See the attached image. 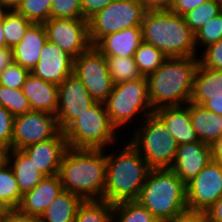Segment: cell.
<instances>
[{
    "instance_id": "cell-2",
    "label": "cell",
    "mask_w": 222,
    "mask_h": 222,
    "mask_svg": "<svg viewBox=\"0 0 222 222\" xmlns=\"http://www.w3.org/2000/svg\"><path fill=\"white\" fill-rule=\"evenodd\" d=\"M198 65L197 57L167 58L148 75V95L153 110L189 103Z\"/></svg>"
},
{
    "instance_id": "cell-15",
    "label": "cell",
    "mask_w": 222,
    "mask_h": 222,
    "mask_svg": "<svg viewBox=\"0 0 222 222\" xmlns=\"http://www.w3.org/2000/svg\"><path fill=\"white\" fill-rule=\"evenodd\" d=\"M73 66L74 58L47 40L38 63L30 73L46 82L59 85L73 73Z\"/></svg>"
},
{
    "instance_id": "cell-26",
    "label": "cell",
    "mask_w": 222,
    "mask_h": 222,
    "mask_svg": "<svg viewBox=\"0 0 222 222\" xmlns=\"http://www.w3.org/2000/svg\"><path fill=\"white\" fill-rule=\"evenodd\" d=\"M83 200L69 191L62 190L39 218V222H74Z\"/></svg>"
},
{
    "instance_id": "cell-53",
    "label": "cell",
    "mask_w": 222,
    "mask_h": 222,
    "mask_svg": "<svg viewBox=\"0 0 222 222\" xmlns=\"http://www.w3.org/2000/svg\"><path fill=\"white\" fill-rule=\"evenodd\" d=\"M3 157V151L0 149V159Z\"/></svg>"
},
{
    "instance_id": "cell-23",
    "label": "cell",
    "mask_w": 222,
    "mask_h": 222,
    "mask_svg": "<svg viewBox=\"0 0 222 222\" xmlns=\"http://www.w3.org/2000/svg\"><path fill=\"white\" fill-rule=\"evenodd\" d=\"M3 158L13 170L22 195L31 191L45 177L22 150H7L3 152Z\"/></svg>"
},
{
    "instance_id": "cell-36",
    "label": "cell",
    "mask_w": 222,
    "mask_h": 222,
    "mask_svg": "<svg viewBox=\"0 0 222 222\" xmlns=\"http://www.w3.org/2000/svg\"><path fill=\"white\" fill-rule=\"evenodd\" d=\"M222 39V11L203 25L199 31L195 33V42L197 52L199 46L206 48L210 44L216 43Z\"/></svg>"
},
{
    "instance_id": "cell-46",
    "label": "cell",
    "mask_w": 222,
    "mask_h": 222,
    "mask_svg": "<svg viewBox=\"0 0 222 222\" xmlns=\"http://www.w3.org/2000/svg\"><path fill=\"white\" fill-rule=\"evenodd\" d=\"M2 222H39V219L26 215L14 208Z\"/></svg>"
},
{
    "instance_id": "cell-35",
    "label": "cell",
    "mask_w": 222,
    "mask_h": 222,
    "mask_svg": "<svg viewBox=\"0 0 222 222\" xmlns=\"http://www.w3.org/2000/svg\"><path fill=\"white\" fill-rule=\"evenodd\" d=\"M52 0H23L16 10L32 23H44L51 18Z\"/></svg>"
},
{
    "instance_id": "cell-48",
    "label": "cell",
    "mask_w": 222,
    "mask_h": 222,
    "mask_svg": "<svg viewBox=\"0 0 222 222\" xmlns=\"http://www.w3.org/2000/svg\"><path fill=\"white\" fill-rule=\"evenodd\" d=\"M13 62V49L9 47L0 48V73Z\"/></svg>"
},
{
    "instance_id": "cell-33",
    "label": "cell",
    "mask_w": 222,
    "mask_h": 222,
    "mask_svg": "<svg viewBox=\"0 0 222 222\" xmlns=\"http://www.w3.org/2000/svg\"><path fill=\"white\" fill-rule=\"evenodd\" d=\"M222 11V1L210 0L183 15L186 24L196 33Z\"/></svg>"
},
{
    "instance_id": "cell-11",
    "label": "cell",
    "mask_w": 222,
    "mask_h": 222,
    "mask_svg": "<svg viewBox=\"0 0 222 222\" xmlns=\"http://www.w3.org/2000/svg\"><path fill=\"white\" fill-rule=\"evenodd\" d=\"M59 132L56 115L31 110L14 117L11 149L22 150L54 138Z\"/></svg>"
},
{
    "instance_id": "cell-14",
    "label": "cell",
    "mask_w": 222,
    "mask_h": 222,
    "mask_svg": "<svg viewBox=\"0 0 222 222\" xmlns=\"http://www.w3.org/2000/svg\"><path fill=\"white\" fill-rule=\"evenodd\" d=\"M95 101L76 74H70L58 85V109L56 119L60 131H64Z\"/></svg>"
},
{
    "instance_id": "cell-1",
    "label": "cell",
    "mask_w": 222,
    "mask_h": 222,
    "mask_svg": "<svg viewBox=\"0 0 222 222\" xmlns=\"http://www.w3.org/2000/svg\"><path fill=\"white\" fill-rule=\"evenodd\" d=\"M106 171V150L68 147L58 175L63 190L79 196L83 201L103 200Z\"/></svg>"
},
{
    "instance_id": "cell-5",
    "label": "cell",
    "mask_w": 222,
    "mask_h": 222,
    "mask_svg": "<svg viewBox=\"0 0 222 222\" xmlns=\"http://www.w3.org/2000/svg\"><path fill=\"white\" fill-rule=\"evenodd\" d=\"M137 201L158 222L187 210L186 183L172 170H150Z\"/></svg>"
},
{
    "instance_id": "cell-10",
    "label": "cell",
    "mask_w": 222,
    "mask_h": 222,
    "mask_svg": "<svg viewBox=\"0 0 222 222\" xmlns=\"http://www.w3.org/2000/svg\"><path fill=\"white\" fill-rule=\"evenodd\" d=\"M73 73L95 102L104 103L115 85L108 71L105 56L93 45L74 58Z\"/></svg>"
},
{
    "instance_id": "cell-44",
    "label": "cell",
    "mask_w": 222,
    "mask_h": 222,
    "mask_svg": "<svg viewBox=\"0 0 222 222\" xmlns=\"http://www.w3.org/2000/svg\"><path fill=\"white\" fill-rule=\"evenodd\" d=\"M146 11L170 10L172 0H137Z\"/></svg>"
},
{
    "instance_id": "cell-50",
    "label": "cell",
    "mask_w": 222,
    "mask_h": 222,
    "mask_svg": "<svg viewBox=\"0 0 222 222\" xmlns=\"http://www.w3.org/2000/svg\"><path fill=\"white\" fill-rule=\"evenodd\" d=\"M23 0H2L3 11H16Z\"/></svg>"
},
{
    "instance_id": "cell-51",
    "label": "cell",
    "mask_w": 222,
    "mask_h": 222,
    "mask_svg": "<svg viewBox=\"0 0 222 222\" xmlns=\"http://www.w3.org/2000/svg\"><path fill=\"white\" fill-rule=\"evenodd\" d=\"M14 208L0 198V221H3Z\"/></svg>"
},
{
    "instance_id": "cell-27",
    "label": "cell",
    "mask_w": 222,
    "mask_h": 222,
    "mask_svg": "<svg viewBox=\"0 0 222 222\" xmlns=\"http://www.w3.org/2000/svg\"><path fill=\"white\" fill-rule=\"evenodd\" d=\"M74 222H113L112 204L104 200L83 201Z\"/></svg>"
},
{
    "instance_id": "cell-20",
    "label": "cell",
    "mask_w": 222,
    "mask_h": 222,
    "mask_svg": "<svg viewBox=\"0 0 222 222\" xmlns=\"http://www.w3.org/2000/svg\"><path fill=\"white\" fill-rule=\"evenodd\" d=\"M46 41L47 35L44 25L32 23L20 43L13 48V62L31 72L39 61L41 50Z\"/></svg>"
},
{
    "instance_id": "cell-8",
    "label": "cell",
    "mask_w": 222,
    "mask_h": 222,
    "mask_svg": "<svg viewBox=\"0 0 222 222\" xmlns=\"http://www.w3.org/2000/svg\"><path fill=\"white\" fill-rule=\"evenodd\" d=\"M117 131L119 130L111 123L104 103L95 102L63 132L70 148L106 150L108 146L114 147L117 140L120 141Z\"/></svg>"
},
{
    "instance_id": "cell-4",
    "label": "cell",
    "mask_w": 222,
    "mask_h": 222,
    "mask_svg": "<svg viewBox=\"0 0 222 222\" xmlns=\"http://www.w3.org/2000/svg\"><path fill=\"white\" fill-rule=\"evenodd\" d=\"M143 41L167 58L198 57L195 33L183 16L171 10L146 11L141 23Z\"/></svg>"
},
{
    "instance_id": "cell-18",
    "label": "cell",
    "mask_w": 222,
    "mask_h": 222,
    "mask_svg": "<svg viewBox=\"0 0 222 222\" xmlns=\"http://www.w3.org/2000/svg\"><path fill=\"white\" fill-rule=\"evenodd\" d=\"M62 190L59 175L45 176L31 191L22 195L17 209L26 215L39 219Z\"/></svg>"
},
{
    "instance_id": "cell-22",
    "label": "cell",
    "mask_w": 222,
    "mask_h": 222,
    "mask_svg": "<svg viewBox=\"0 0 222 222\" xmlns=\"http://www.w3.org/2000/svg\"><path fill=\"white\" fill-rule=\"evenodd\" d=\"M142 41L141 27H131L102 37L94 46L105 57H133Z\"/></svg>"
},
{
    "instance_id": "cell-34",
    "label": "cell",
    "mask_w": 222,
    "mask_h": 222,
    "mask_svg": "<svg viewBox=\"0 0 222 222\" xmlns=\"http://www.w3.org/2000/svg\"><path fill=\"white\" fill-rule=\"evenodd\" d=\"M0 106L7 109L14 117L31 111L27 97L22 89L0 85Z\"/></svg>"
},
{
    "instance_id": "cell-12",
    "label": "cell",
    "mask_w": 222,
    "mask_h": 222,
    "mask_svg": "<svg viewBox=\"0 0 222 222\" xmlns=\"http://www.w3.org/2000/svg\"><path fill=\"white\" fill-rule=\"evenodd\" d=\"M43 25L47 40L56 44L73 58L92 46L89 39V23L86 19L50 18Z\"/></svg>"
},
{
    "instance_id": "cell-54",
    "label": "cell",
    "mask_w": 222,
    "mask_h": 222,
    "mask_svg": "<svg viewBox=\"0 0 222 222\" xmlns=\"http://www.w3.org/2000/svg\"><path fill=\"white\" fill-rule=\"evenodd\" d=\"M0 10H2V0H0Z\"/></svg>"
},
{
    "instance_id": "cell-19",
    "label": "cell",
    "mask_w": 222,
    "mask_h": 222,
    "mask_svg": "<svg viewBox=\"0 0 222 222\" xmlns=\"http://www.w3.org/2000/svg\"><path fill=\"white\" fill-rule=\"evenodd\" d=\"M172 134L177 144L200 141L190 119V102L184 105L162 107L153 112Z\"/></svg>"
},
{
    "instance_id": "cell-30",
    "label": "cell",
    "mask_w": 222,
    "mask_h": 222,
    "mask_svg": "<svg viewBox=\"0 0 222 222\" xmlns=\"http://www.w3.org/2000/svg\"><path fill=\"white\" fill-rule=\"evenodd\" d=\"M134 61L142 76L147 77L160 67L167 59L158 48L142 41L134 53Z\"/></svg>"
},
{
    "instance_id": "cell-7",
    "label": "cell",
    "mask_w": 222,
    "mask_h": 222,
    "mask_svg": "<svg viewBox=\"0 0 222 222\" xmlns=\"http://www.w3.org/2000/svg\"><path fill=\"white\" fill-rule=\"evenodd\" d=\"M104 106L111 123L117 130L125 128L124 126L129 125L131 121L133 122L130 126L133 125L139 118L135 123L138 125L146 116L154 112L149 100L147 78L142 76L115 84Z\"/></svg>"
},
{
    "instance_id": "cell-40",
    "label": "cell",
    "mask_w": 222,
    "mask_h": 222,
    "mask_svg": "<svg viewBox=\"0 0 222 222\" xmlns=\"http://www.w3.org/2000/svg\"><path fill=\"white\" fill-rule=\"evenodd\" d=\"M14 116L0 106V149L5 152L11 149Z\"/></svg>"
},
{
    "instance_id": "cell-28",
    "label": "cell",
    "mask_w": 222,
    "mask_h": 222,
    "mask_svg": "<svg viewBox=\"0 0 222 222\" xmlns=\"http://www.w3.org/2000/svg\"><path fill=\"white\" fill-rule=\"evenodd\" d=\"M113 222H158L137 200L112 204Z\"/></svg>"
},
{
    "instance_id": "cell-43",
    "label": "cell",
    "mask_w": 222,
    "mask_h": 222,
    "mask_svg": "<svg viewBox=\"0 0 222 222\" xmlns=\"http://www.w3.org/2000/svg\"><path fill=\"white\" fill-rule=\"evenodd\" d=\"M163 222H207L205 212L185 210L174 218Z\"/></svg>"
},
{
    "instance_id": "cell-42",
    "label": "cell",
    "mask_w": 222,
    "mask_h": 222,
    "mask_svg": "<svg viewBox=\"0 0 222 222\" xmlns=\"http://www.w3.org/2000/svg\"><path fill=\"white\" fill-rule=\"evenodd\" d=\"M208 1L210 0H172L170 10L173 13L183 16L188 11L195 9L202 3Z\"/></svg>"
},
{
    "instance_id": "cell-32",
    "label": "cell",
    "mask_w": 222,
    "mask_h": 222,
    "mask_svg": "<svg viewBox=\"0 0 222 222\" xmlns=\"http://www.w3.org/2000/svg\"><path fill=\"white\" fill-rule=\"evenodd\" d=\"M105 59L115 84L142 77L134 57H105Z\"/></svg>"
},
{
    "instance_id": "cell-49",
    "label": "cell",
    "mask_w": 222,
    "mask_h": 222,
    "mask_svg": "<svg viewBox=\"0 0 222 222\" xmlns=\"http://www.w3.org/2000/svg\"><path fill=\"white\" fill-rule=\"evenodd\" d=\"M212 160L222 165V134L211 144Z\"/></svg>"
},
{
    "instance_id": "cell-17",
    "label": "cell",
    "mask_w": 222,
    "mask_h": 222,
    "mask_svg": "<svg viewBox=\"0 0 222 222\" xmlns=\"http://www.w3.org/2000/svg\"><path fill=\"white\" fill-rule=\"evenodd\" d=\"M212 160L211 145L201 141L178 145L171 170L185 183Z\"/></svg>"
},
{
    "instance_id": "cell-47",
    "label": "cell",
    "mask_w": 222,
    "mask_h": 222,
    "mask_svg": "<svg viewBox=\"0 0 222 222\" xmlns=\"http://www.w3.org/2000/svg\"><path fill=\"white\" fill-rule=\"evenodd\" d=\"M202 106L222 116V96H208V100Z\"/></svg>"
},
{
    "instance_id": "cell-31",
    "label": "cell",
    "mask_w": 222,
    "mask_h": 222,
    "mask_svg": "<svg viewBox=\"0 0 222 222\" xmlns=\"http://www.w3.org/2000/svg\"><path fill=\"white\" fill-rule=\"evenodd\" d=\"M0 198L13 208L19 206L22 198L13 170L3 157L0 159Z\"/></svg>"
},
{
    "instance_id": "cell-3",
    "label": "cell",
    "mask_w": 222,
    "mask_h": 222,
    "mask_svg": "<svg viewBox=\"0 0 222 222\" xmlns=\"http://www.w3.org/2000/svg\"><path fill=\"white\" fill-rule=\"evenodd\" d=\"M120 149L118 153L114 150L106 154L103 200L110 204L137 200L150 172L148 163L128 140Z\"/></svg>"
},
{
    "instance_id": "cell-6",
    "label": "cell",
    "mask_w": 222,
    "mask_h": 222,
    "mask_svg": "<svg viewBox=\"0 0 222 222\" xmlns=\"http://www.w3.org/2000/svg\"><path fill=\"white\" fill-rule=\"evenodd\" d=\"M133 129L129 142L148 163L149 169L171 170L178 144L163 122L152 113Z\"/></svg>"
},
{
    "instance_id": "cell-25",
    "label": "cell",
    "mask_w": 222,
    "mask_h": 222,
    "mask_svg": "<svg viewBox=\"0 0 222 222\" xmlns=\"http://www.w3.org/2000/svg\"><path fill=\"white\" fill-rule=\"evenodd\" d=\"M208 96H222V71L197 67L190 102L203 105Z\"/></svg>"
},
{
    "instance_id": "cell-24",
    "label": "cell",
    "mask_w": 222,
    "mask_h": 222,
    "mask_svg": "<svg viewBox=\"0 0 222 222\" xmlns=\"http://www.w3.org/2000/svg\"><path fill=\"white\" fill-rule=\"evenodd\" d=\"M190 119L201 142L211 145L222 134V116L190 102Z\"/></svg>"
},
{
    "instance_id": "cell-21",
    "label": "cell",
    "mask_w": 222,
    "mask_h": 222,
    "mask_svg": "<svg viewBox=\"0 0 222 222\" xmlns=\"http://www.w3.org/2000/svg\"><path fill=\"white\" fill-rule=\"evenodd\" d=\"M31 110L56 114L58 109V85L46 82L32 73L22 86Z\"/></svg>"
},
{
    "instance_id": "cell-16",
    "label": "cell",
    "mask_w": 222,
    "mask_h": 222,
    "mask_svg": "<svg viewBox=\"0 0 222 222\" xmlns=\"http://www.w3.org/2000/svg\"><path fill=\"white\" fill-rule=\"evenodd\" d=\"M68 149L64 132L54 138L25 147L22 151L31 158L34 165L45 176L58 175L61 161Z\"/></svg>"
},
{
    "instance_id": "cell-13",
    "label": "cell",
    "mask_w": 222,
    "mask_h": 222,
    "mask_svg": "<svg viewBox=\"0 0 222 222\" xmlns=\"http://www.w3.org/2000/svg\"><path fill=\"white\" fill-rule=\"evenodd\" d=\"M187 209L205 212L222 197V165L211 160L186 183Z\"/></svg>"
},
{
    "instance_id": "cell-52",
    "label": "cell",
    "mask_w": 222,
    "mask_h": 222,
    "mask_svg": "<svg viewBox=\"0 0 222 222\" xmlns=\"http://www.w3.org/2000/svg\"><path fill=\"white\" fill-rule=\"evenodd\" d=\"M5 47V37L3 32V10H0V48Z\"/></svg>"
},
{
    "instance_id": "cell-39",
    "label": "cell",
    "mask_w": 222,
    "mask_h": 222,
    "mask_svg": "<svg viewBox=\"0 0 222 222\" xmlns=\"http://www.w3.org/2000/svg\"><path fill=\"white\" fill-rule=\"evenodd\" d=\"M198 56L199 63L206 68L222 71V39L210 44Z\"/></svg>"
},
{
    "instance_id": "cell-41",
    "label": "cell",
    "mask_w": 222,
    "mask_h": 222,
    "mask_svg": "<svg viewBox=\"0 0 222 222\" xmlns=\"http://www.w3.org/2000/svg\"><path fill=\"white\" fill-rule=\"evenodd\" d=\"M113 1L114 0H81L83 18L89 20Z\"/></svg>"
},
{
    "instance_id": "cell-45",
    "label": "cell",
    "mask_w": 222,
    "mask_h": 222,
    "mask_svg": "<svg viewBox=\"0 0 222 222\" xmlns=\"http://www.w3.org/2000/svg\"><path fill=\"white\" fill-rule=\"evenodd\" d=\"M207 222H222V197L205 211Z\"/></svg>"
},
{
    "instance_id": "cell-37",
    "label": "cell",
    "mask_w": 222,
    "mask_h": 222,
    "mask_svg": "<svg viewBox=\"0 0 222 222\" xmlns=\"http://www.w3.org/2000/svg\"><path fill=\"white\" fill-rule=\"evenodd\" d=\"M51 18H78L82 16L81 0H52Z\"/></svg>"
},
{
    "instance_id": "cell-9",
    "label": "cell",
    "mask_w": 222,
    "mask_h": 222,
    "mask_svg": "<svg viewBox=\"0 0 222 222\" xmlns=\"http://www.w3.org/2000/svg\"><path fill=\"white\" fill-rule=\"evenodd\" d=\"M145 8L137 0H114L88 20L94 46L102 37L131 27H141Z\"/></svg>"
},
{
    "instance_id": "cell-38",
    "label": "cell",
    "mask_w": 222,
    "mask_h": 222,
    "mask_svg": "<svg viewBox=\"0 0 222 222\" xmlns=\"http://www.w3.org/2000/svg\"><path fill=\"white\" fill-rule=\"evenodd\" d=\"M30 71L12 62L0 73V85L14 89H22Z\"/></svg>"
},
{
    "instance_id": "cell-29",
    "label": "cell",
    "mask_w": 222,
    "mask_h": 222,
    "mask_svg": "<svg viewBox=\"0 0 222 222\" xmlns=\"http://www.w3.org/2000/svg\"><path fill=\"white\" fill-rule=\"evenodd\" d=\"M31 24V21L17 11H3L5 46L13 49L19 44Z\"/></svg>"
}]
</instances>
